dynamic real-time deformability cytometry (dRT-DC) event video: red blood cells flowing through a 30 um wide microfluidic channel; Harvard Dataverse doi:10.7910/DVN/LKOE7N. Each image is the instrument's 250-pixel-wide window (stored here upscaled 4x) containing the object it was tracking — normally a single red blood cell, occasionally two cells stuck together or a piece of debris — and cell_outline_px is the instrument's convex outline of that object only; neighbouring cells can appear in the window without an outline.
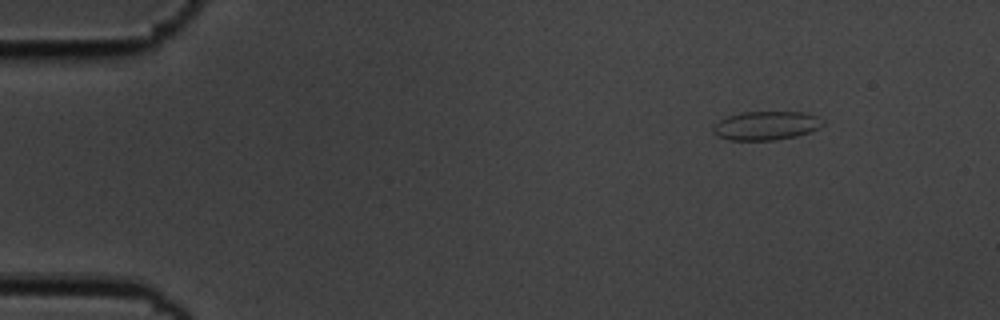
{"species": "common noctule bat (a hibernating species)", "species_latin": "Nyctalus noctula", "temperature_condition": "cold", "stored_images_in_passage": 4, "camera_frame_rate_fps": 3000, "um_per_image_px": 0.085, "animal": {"sex": "male", "body_mass_g": 19.5, "forearm_length_mm": 54.6}, "frame": {"image": 1, "passage_image": 1, "time_ms": 0.0, "image_size_px": [1000, 320], "cell_outline_px": [[824, 124], [820, 128], [796, 136], [772, 140], [728, 140], [716, 136], [712, 132], [712, 124], [728, 116], [740, 112], [804, 112], [816, 116], [824, 120]], "centroid_in_image_um": [65.08, 10.68], "position_along_channel_um": 19.9, "area_um2": 18.55}}